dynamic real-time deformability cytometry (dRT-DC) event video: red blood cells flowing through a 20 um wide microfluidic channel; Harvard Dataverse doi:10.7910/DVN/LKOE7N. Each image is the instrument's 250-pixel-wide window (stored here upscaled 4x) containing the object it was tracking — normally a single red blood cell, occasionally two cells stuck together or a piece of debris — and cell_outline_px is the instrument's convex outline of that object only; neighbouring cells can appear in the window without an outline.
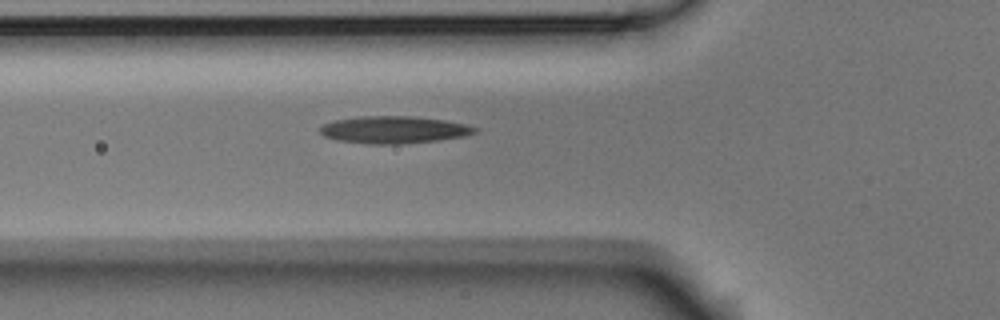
{"species": "Egyptian fruit bat (a non-hibernating species)", "species_latin": "Rousettus aegyptiacus", "temperature_condition": "room temperature", "stored_images_in_passage": 5, "camera_frame_rate_fps": 3000, "um_per_image_px": 0.085, "animal": {"sex": "male"}, "frame": {"image": 1, "passage_image": 5, "time_ms": 1.333, "image_size_px": [1000, 320], "cell_outline_px": [[480, 128], [476, 132], [464, 136], [436, 140], [400, 144], [368, 144], [336, 140], [324, 136], [320, 132], [320, 128], [324, 124], [336, 120], [360, 116], [412, 116], [444, 120], [468, 124]], "centroid_in_image_um": [33.5, 11.03], "position_along_channel_um": 92.3, "area_um2": 24.57}}